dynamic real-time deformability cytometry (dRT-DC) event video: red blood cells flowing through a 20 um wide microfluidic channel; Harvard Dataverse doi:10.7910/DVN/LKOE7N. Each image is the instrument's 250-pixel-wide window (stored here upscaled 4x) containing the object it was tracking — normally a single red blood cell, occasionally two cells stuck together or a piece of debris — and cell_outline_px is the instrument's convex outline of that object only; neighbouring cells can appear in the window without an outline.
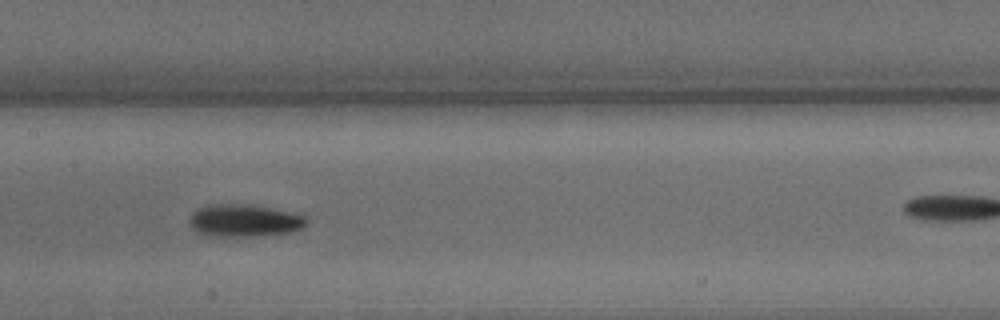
{"species": "common noctule bat (a hibernating species)", "species_latin": "Nyctalus noctula", "temperature_condition": "warm", "stored_images_in_passage": 38, "camera_frame_rate_fps": 3000, "um_per_image_px": 0.085, "animal": {"sex": "male", "body_mass_g": 15.6}, "frame": {"image": 1, "passage_image": 12, "time_ms": 3.667, "image_size_px": [1000, 320], "cell_outline_px": [[308, 224], [300, 228], [288, 232], [252, 236], [204, 236], [196, 232], [192, 228], [188, 220], [192, 212], [196, 208], [208, 204], [248, 204], [288, 212], [304, 216], [308, 220]], "centroid_in_image_um": [20.66, 18.75], "position_along_channel_um": 186.7, "area_um2": 22.08}}
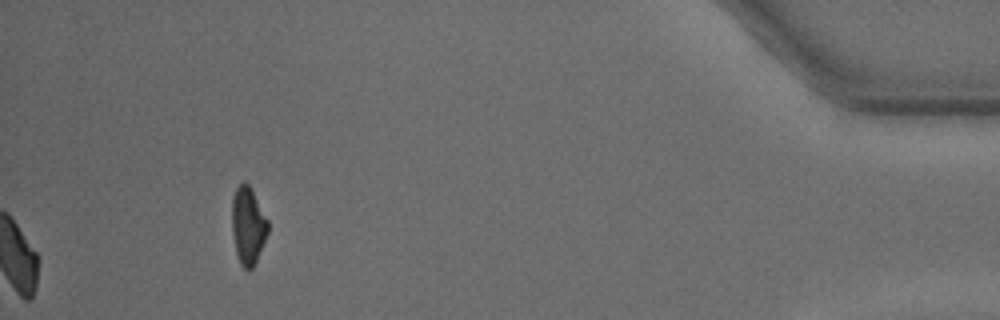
{"frame": {"image": 2, "passage_image": 38, "time_ms": 12.333, "image_size_px": [1000, 320], "cell_outline_px": [[268, 232], [256, 260], [252, 268], [248, 272], [240, 264], [236, 252], [232, 232], [232, 196], [236, 188], [244, 180], [252, 188], [268, 220]], "centroid_in_image_um": [21.07, 19.14], "position_along_channel_um": 414.1, "area_um2": 16.3}, "authors_computed_cell_mechanics": {"area_um2": 20.9236, "velocity_mm_per_s": 4.0544, "shape_relaxation_time_tau1_ms": 3.8677, "shape_relaxation_time_tau2_ms": 4.0274, "deformation_change_tau1": 0.1652, "deformation_change_tau2": 0.0851}}